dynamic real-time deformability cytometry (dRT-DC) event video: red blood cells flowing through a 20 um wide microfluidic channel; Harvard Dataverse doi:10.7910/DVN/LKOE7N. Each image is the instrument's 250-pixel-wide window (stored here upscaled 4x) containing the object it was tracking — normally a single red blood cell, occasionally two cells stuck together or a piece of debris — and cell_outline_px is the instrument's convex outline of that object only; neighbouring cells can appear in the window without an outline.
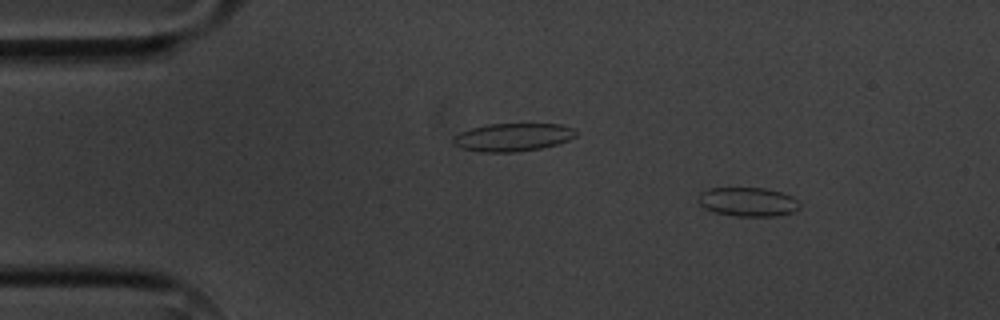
{"species": "common noctule bat (a hibernating species)", "species_latin": "Nyctalus noctula", "temperature_condition": "cold", "stored_images_in_passage": 3, "camera_frame_rate_fps": 3000, "um_per_image_px": 0.085, "animal": {"sex": "male", "body_mass_g": 20.1, "forearm_length_mm": 53.5}, "frame": {"image": 1, "passage_image": 1, "time_ms": 0.0, "image_size_px": [1000, 320], "cell_outline_px": [[800, 208], [792, 212], [776, 216], [736, 216], [712, 212], [704, 208], [700, 204], [700, 192], [708, 188], [764, 188], [780, 192], [792, 196], [800, 204]], "centroid_in_image_um": [63.57, 17.16], "position_along_channel_um": 21.4, "area_um2": 17.11}}